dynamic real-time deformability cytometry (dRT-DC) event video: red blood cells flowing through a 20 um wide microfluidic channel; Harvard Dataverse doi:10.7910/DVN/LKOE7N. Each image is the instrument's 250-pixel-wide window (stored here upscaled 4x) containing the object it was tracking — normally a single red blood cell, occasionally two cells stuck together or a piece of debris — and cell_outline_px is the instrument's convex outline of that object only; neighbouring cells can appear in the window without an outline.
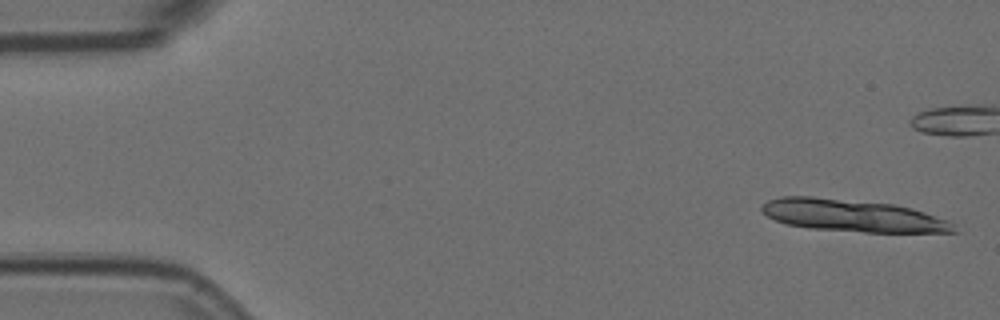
{"species": "Egyptian fruit bat (a non-hibernating species)", "species_latin": "Rousettus aegyptiacus", "temperature_condition": "room temperature", "stored_images_in_passage": 6, "segment_of_instrument_passage": [1, 2], "camera_frame_rate_fps": 3000, "um_per_image_px": 0.085, "animal": {"sex": "female"}, "frame": {"image": 1, "passage_image": 1, "time_ms": 0.0, "image_size_px": [1000, 320], "cell_outline_px": [[960, 232], [864, 232], [808, 228], [788, 224], [776, 220], [768, 216], [760, 208], [760, 204], [768, 200], [780, 196], [812, 196], [896, 204], [912, 208], [948, 220], [956, 224]], "centroid_in_image_um": [72.5, 18.32], "position_along_channel_um": 12.5, "area_um2": 36.3}}